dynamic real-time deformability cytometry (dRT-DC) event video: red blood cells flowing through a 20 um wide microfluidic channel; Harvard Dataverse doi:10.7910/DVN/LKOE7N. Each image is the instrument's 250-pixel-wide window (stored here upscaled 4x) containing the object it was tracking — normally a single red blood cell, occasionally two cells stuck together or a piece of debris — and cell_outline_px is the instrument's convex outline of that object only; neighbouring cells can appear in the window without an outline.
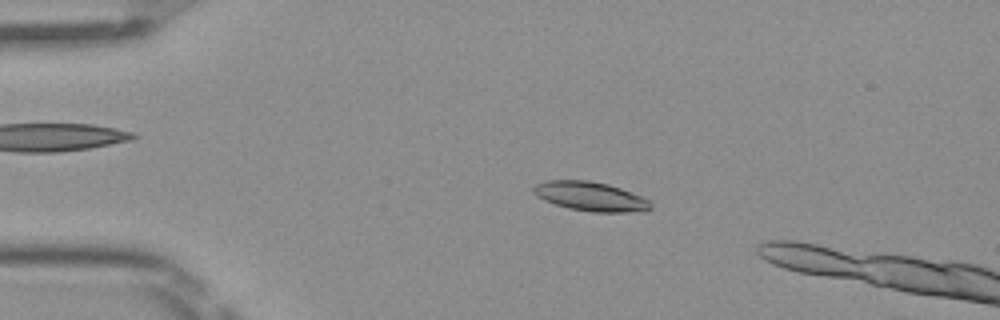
{"species": "Egyptian fruit bat (a non-hibernating species)", "species_latin": "Rousettus aegyptiacus", "temperature_condition": "room temperature", "stored_images_in_passage": 13, "camera_frame_rate_fps": 3000, "um_per_image_px": 0.085, "frame": {"image": 1, "passage_image": 10, "time_ms": 3.0, "image_size_px": [1000, 320], "cell_outline_px": [[652, 208], [644, 212], [592, 212], [568, 208], [544, 200], [536, 196], [532, 192], [532, 188], [536, 184], [544, 180], [588, 180], [608, 184], [620, 188], [640, 196], [648, 200], [652, 204]], "centroid_in_image_um": [50.18, 16.7], "position_along_channel_um": 34.8, "area_um2": 20.06}}